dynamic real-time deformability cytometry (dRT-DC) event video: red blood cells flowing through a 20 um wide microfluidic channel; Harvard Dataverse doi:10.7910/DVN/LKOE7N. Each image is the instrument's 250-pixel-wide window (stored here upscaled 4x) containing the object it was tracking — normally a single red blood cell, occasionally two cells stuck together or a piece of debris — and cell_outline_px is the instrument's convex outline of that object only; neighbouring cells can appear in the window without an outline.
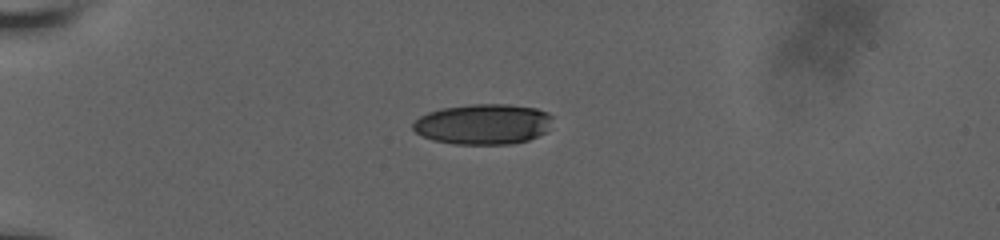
{"species": "human", "species_latin": "Homo sapiens", "temperature_condition": "room temperature", "stored_images_in_passage": 41, "camera_frame_rate_fps": 3000, "um_per_image_px": 0.085, "donor": {"sex": "male"}, "frame": {"image": 1, "passage_image": 1, "time_ms": 0.0, "image_size_px": [1000, 240], "cell_outline_px": [[552, 116], [544, 132], [528, 140], [512, 144], [452, 144], [432, 140], [416, 132], [412, 128], [412, 124], [420, 116], [428, 112], [440, 108], [468, 104], [508, 104], [536, 108], [548, 112]], "centroid_in_image_um": [41.03, 10.54], "position_along_channel_um": 44.0, "area_um2": 32.89}}
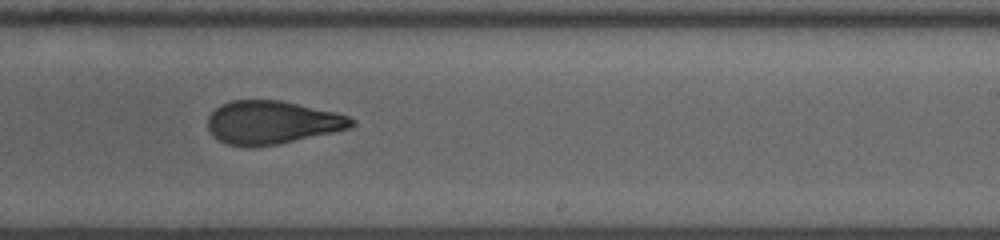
{"frame": {"image": 2, "passage_image": 22, "time_ms": 7.0, "image_size_px": [1000, 240], "cell_outline_px": [[356, 124], [348, 128], [332, 132], [280, 144], [228, 144], [212, 136], [208, 128], [208, 116], [220, 104], [232, 100], [280, 100], [336, 112], [348, 116], [356, 120]], "centroid_in_image_um": [23.14, 10.37], "position_along_channel_um": 265.9, "area_um2": 35.6}}
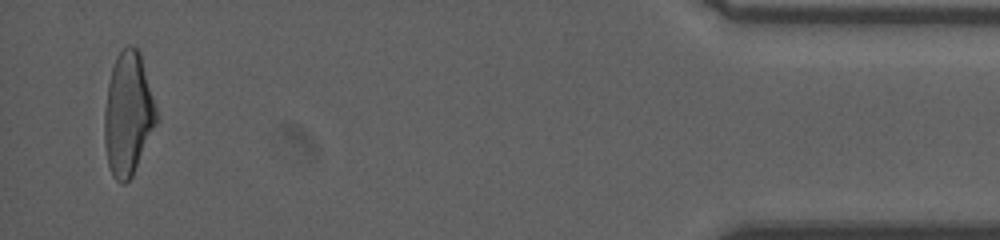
{"frame": {"image": 3, "passage_image": 40, "time_ms": 13.0, "image_size_px": [1000, 240], "cell_outline_px": [[156, 124], [132, 176], [124, 184], [120, 184], [112, 176], [108, 164], [104, 140], [104, 112], [108, 84], [112, 68], [116, 56], [128, 44], [132, 44], [140, 52], [156, 108]], "centroid_in_image_um": [10.86, 9.69], "position_along_channel_um": 424.3, "area_um2": 36.99}, "authors_computed_cell_mechanics": {"area_um2": 36.5296, "velocity_mm_per_s": 3.8333, "shape_relaxation_time_tau1_ms": 9.968, "shape_relaxation_time_tau2_ms": 1.7349, "deformation_change_tau1": 0.275, "deformation_change_tau2": 0.0871}}